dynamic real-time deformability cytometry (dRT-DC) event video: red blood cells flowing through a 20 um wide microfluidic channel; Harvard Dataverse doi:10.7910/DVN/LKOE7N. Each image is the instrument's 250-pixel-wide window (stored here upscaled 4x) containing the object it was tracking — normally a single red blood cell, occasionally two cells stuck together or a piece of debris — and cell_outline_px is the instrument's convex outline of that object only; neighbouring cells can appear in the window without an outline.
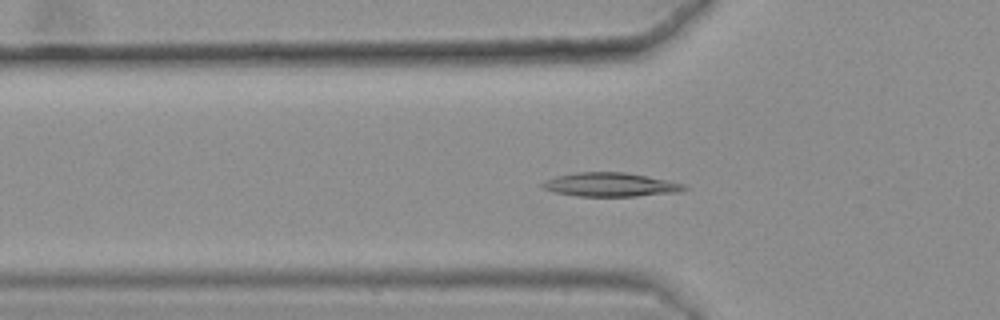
{"species": "common noctule bat (a hibernating species)", "species_latin": "Nyctalus noctula", "temperature_condition": "warm", "stored_images_in_passage": 45, "camera_frame_rate_fps": 3000, "um_per_image_px": 0.085, "animal": {"sex": "female", "body_mass_g": 25.1}, "frame": {"image": 1, "passage_image": 16, "time_ms": 5.0, "image_size_px": [1000, 320], "cell_outline_px": [[688, 188], [680, 192], [636, 196], [576, 196], [556, 192], [544, 188], [540, 184], [544, 180], [556, 176], [576, 172], [624, 172], [668, 180], [684, 184]], "centroid_in_image_um": [51.89, 15.69], "position_along_channel_um": 73.9, "area_um2": 19.65}}
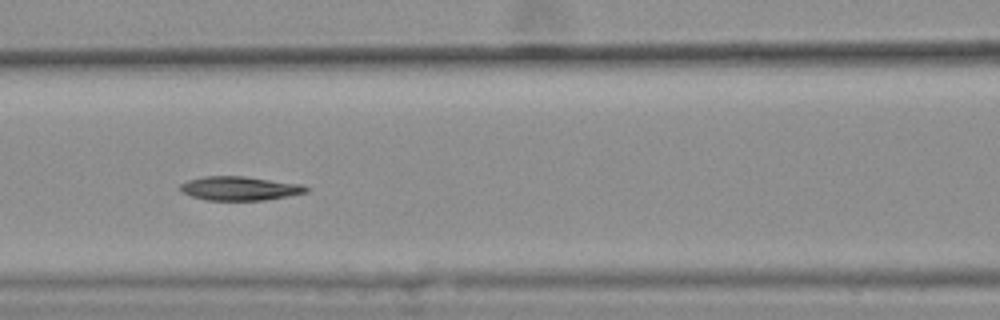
{"frame": {"image": 2, "passage_image": 22, "time_ms": 7.0, "image_size_px": [1000, 320], "cell_outline_px": [[312, 188], [308, 192], [264, 200], [204, 200], [192, 196], [184, 192], [180, 188], [180, 184], [188, 180], [204, 176], [244, 176], [304, 184]], "centroid_in_image_um": [20.43, 16.0], "position_along_channel_um": 146.2, "area_um2": 17.63}}
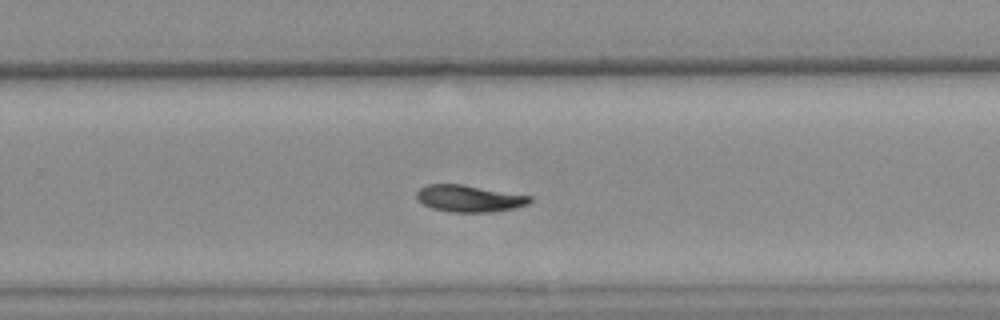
{"frame": {"image": 3, "passage_image": 34, "time_ms": 11.0, "image_size_px": [1000, 320], "cell_outline_px": [[532, 200], [528, 204], [516, 208], [492, 212], [448, 212], [432, 208], [416, 200], [416, 192], [420, 188], [428, 184], [460, 184], [532, 196]], "centroid_in_image_um": [39.87, 16.88], "position_along_channel_um": 289.9, "area_um2": 17.74}}